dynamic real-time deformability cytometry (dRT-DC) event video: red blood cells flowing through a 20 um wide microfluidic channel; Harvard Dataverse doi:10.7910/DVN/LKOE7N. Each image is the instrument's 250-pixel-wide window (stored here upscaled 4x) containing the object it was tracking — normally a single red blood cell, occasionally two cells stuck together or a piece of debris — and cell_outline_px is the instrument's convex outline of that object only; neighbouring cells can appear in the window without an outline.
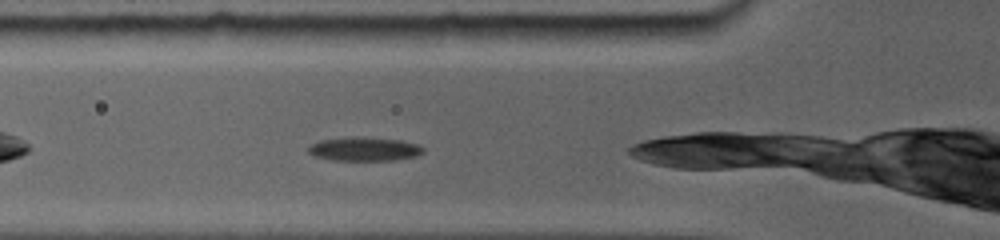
{"species": "common noctule bat (a hibernating species)", "species_latin": "Nyctalus noctula", "temperature_condition": "room temperature", "stored_images_in_passage": 42, "camera_frame_rate_fps": 5000, "um_per_image_px": 0.085, "animal": {"sex": "female", "body_mass_g": 19.0, "forearm_length_mm": 56.7}, "frame": {"image": 1, "passage_image": 4, "time_ms": 0.8, "image_size_px": [1000, 240], "cell_outline_px": [[424, 152], [416, 156], [396, 160], [332, 160], [316, 156], [308, 152], [308, 148], [312, 144], [320, 140], [400, 140], [416, 144], [424, 148]], "centroid_in_image_um": [31.02, 12.73], "position_along_channel_um": 94.8, "area_um2": 14.68}}
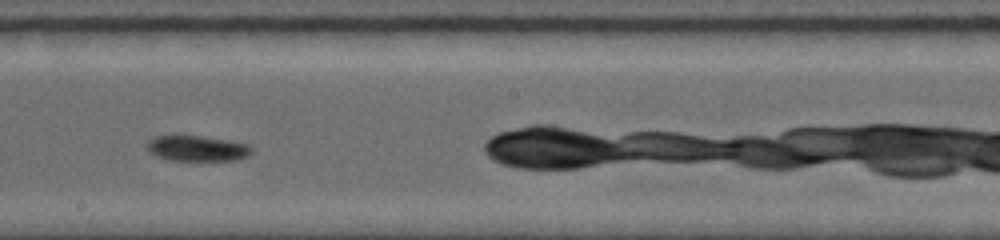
{"frame": {"image": 2, "passage_image": 18, "time_ms": 4.4, "image_size_px": [1000, 240], "cell_outline_px": [[252, 152], [248, 156], [236, 160], [168, 160], [156, 156], [148, 152], [148, 140], [156, 136], [200, 136], [248, 144], [252, 148]], "centroid_in_image_um": [16.75, 12.62], "position_along_channel_um": 231.5, "area_um2": 15.37}}
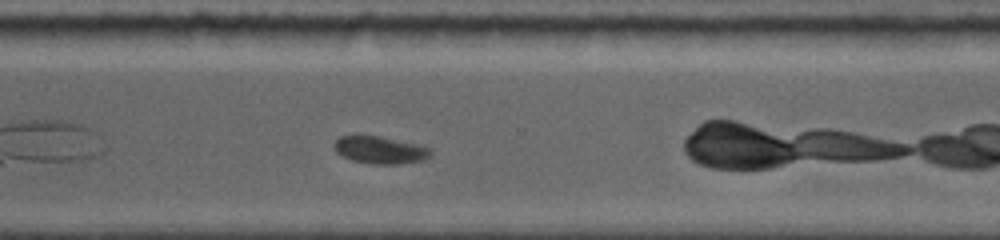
{"frame": {"image": 3, "passage_image": 30, "time_ms": 7.2, "image_size_px": [1000, 240], "cell_outline_px": [[432, 152], [424, 160], [400, 164], [372, 164], [352, 160], [336, 152], [332, 144], [340, 136], [356, 132], [380, 136], [420, 144], [432, 148]], "centroid_in_image_um": [32.27, 12.7], "position_along_channel_um": 338.3, "area_um2": 16.07}, "authors_computed_cell_mechanics": {"area_um2": 15.6349, "velocity_mm_per_s": 3.8063, "shape_relaxation_time_tau1_ms": null, "shape_relaxation_time_tau2_ms": 1.99, "deformation_change_tau1": null, "deformation_change_tau2": 0.0437}}